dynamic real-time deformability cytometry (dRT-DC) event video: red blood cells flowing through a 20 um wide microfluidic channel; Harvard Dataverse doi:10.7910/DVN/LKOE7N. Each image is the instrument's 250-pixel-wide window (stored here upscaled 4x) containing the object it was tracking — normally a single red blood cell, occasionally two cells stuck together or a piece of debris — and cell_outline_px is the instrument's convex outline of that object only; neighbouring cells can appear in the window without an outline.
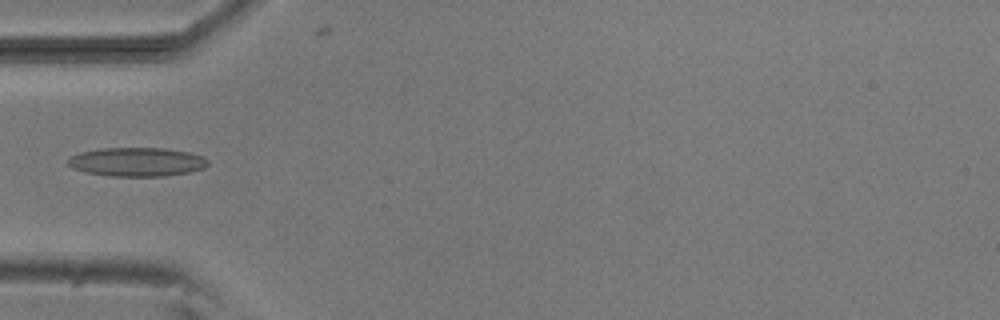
{"species": "common noctule bat (a hibernating species)", "species_latin": "Nyctalus noctula", "temperature_condition": "room temperature", "stored_images_in_passage": 5, "camera_frame_rate_fps": 3000, "um_per_image_px": 0.085, "animal": {"sex": "male", "body_mass_g": 20.5, "forearm_length_mm": 52.5}, "frame": {"image": 1, "passage_image": 5, "time_ms": 5.333, "image_size_px": [1000, 320], "cell_outline_px": [[208, 164], [204, 168], [192, 172], [164, 176], [108, 176], [84, 172], [72, 168], [68, 164], [68, 160], [72, 156], [80, 152], [100, 148], [164, 148], [188, 152], [204, 156], [208, 160]], "centroid_in_image_um": [11.65, 13.76], "position_along_channel_um": 73.3, "area_um2": 23.7}}